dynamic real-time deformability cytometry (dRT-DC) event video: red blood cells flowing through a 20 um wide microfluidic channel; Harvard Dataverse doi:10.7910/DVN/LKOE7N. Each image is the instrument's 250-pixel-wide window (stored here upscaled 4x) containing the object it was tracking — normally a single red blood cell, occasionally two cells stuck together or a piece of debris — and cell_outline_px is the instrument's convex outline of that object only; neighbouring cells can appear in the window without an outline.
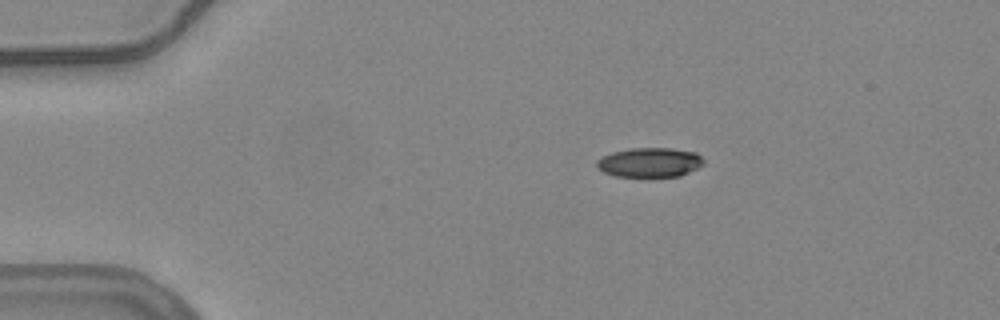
{"species": "common noctule bat (a hibernating species)", "species_latin": "Nyctalus noctula", "temperature_condition": "warm", "stored_images_in_passage": 47, "camera_frame_rate_fps": 3000, "um_per_image_px": 0.085, "animal": {"sex": "female", "body_mass_g": 24.6, "forearm_length_mm": 56.2}, "frame": {"image": 1, "passage_image": 1, "time_ms": 0.0, "image_size_px": [1000, 320], "cell_outline_px": [[704, 164], [680, 176], [616, 176], [604, 172], [596, 168], [596, 160], [612, 152], [628, 148], [672, 148], [696, 152], [704, 160]], "centroid_in_image_um": [55.21, 13.79], "position_along_channel_um": 29.8, "area_um2": 18.32}}
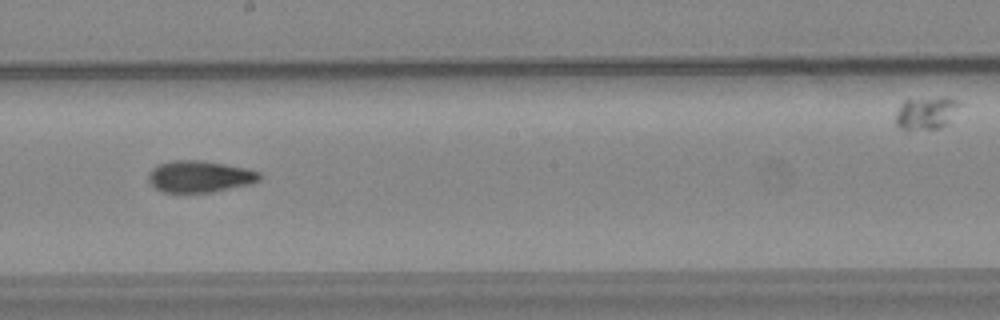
{"frame": {"image": 2, "passage_image": 22, "time_ms": 7.0, "image_size_px": [1000, 320], "cell_outline_px": [[260, 180], [248, 184], [212, 192], [160, 192], [148, 180], [148, 172], [156, 164], [172, 160], [200, 160], [224, 164], [244, 168], [260, 172]], "centroid_in_image_um": [16.91, 14.99], "position_along_channel_um": 231.3, "area_um2": 20.4}}
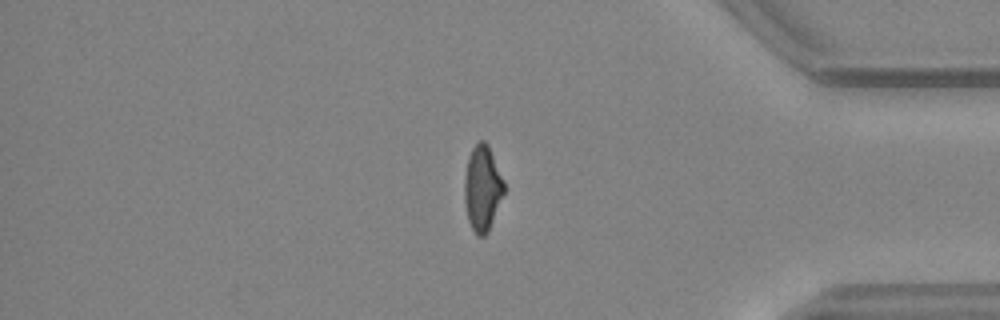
{"frame": {"image": 3, "passage_image": 37, "time_ms": 12.0, "image_size_px": [1000, 320], "cell_outline_px": [[504, 192], [488, 232], [484, 236], [476, 236], [468, 220], [464, 200], [464, 176], [468, 156], [472, 148], [480, 140], [484, 140], [488, 144], [504, 180]], "centroid_in_image_um": [40.99, 15.98], "position_along_channel_um": 394.2, "area_um2": 19.77}, "authors_computed_cell_mechanics": {"area_um2": 19.941, "velocity_mm_per_s": 3.7727, "shape_relaxation_time_tau1_ms": null, "shape_relaxation_time_tau2_ms": 2.3816, "deformation_change_tau1": null, "deformation_change_tau2": 0.0928}}